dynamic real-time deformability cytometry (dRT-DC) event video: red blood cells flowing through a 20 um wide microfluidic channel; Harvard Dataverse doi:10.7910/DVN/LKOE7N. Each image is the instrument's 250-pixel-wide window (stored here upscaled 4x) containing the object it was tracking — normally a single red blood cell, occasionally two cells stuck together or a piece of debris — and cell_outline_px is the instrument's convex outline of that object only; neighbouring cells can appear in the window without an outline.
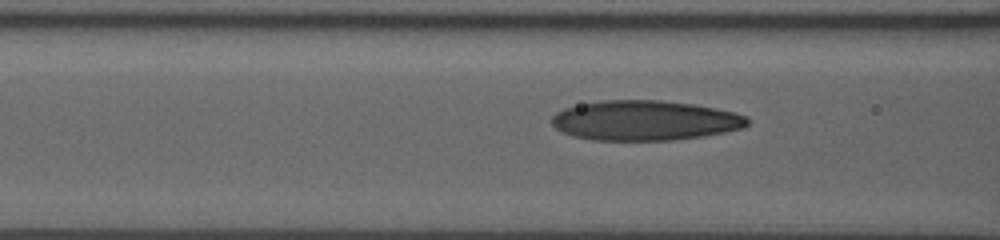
{"species": "human", "species_latin": "Homo sapiens", "temperature_condition": "room temperature", "stored_images_in_passage": 7, "camera_frame_rate_fps": 3000, "um_per_image_px": 0.085, "donor": {"sex": "male"}, "frame": {"image": 1, "passage_image": 5, "time_ms": 1.667, "image_size_px": [1000, 240], "cell_outline_px": [[748, 124], [744, 128], [724, 132], [700, 136], [672, 140], [592, 140], [572, 136], [560, 132], [552, 124], [552, 116], [556, 112], [564, 108], [580, 104], [604, 100], [656, 100], [692, 104], [716, 108], [736, 112], [748, 116]], "centroid_in_image_um": [54.8, 10.24], "position_along_channel_um": 111.8, "area_um2": 45.6}}